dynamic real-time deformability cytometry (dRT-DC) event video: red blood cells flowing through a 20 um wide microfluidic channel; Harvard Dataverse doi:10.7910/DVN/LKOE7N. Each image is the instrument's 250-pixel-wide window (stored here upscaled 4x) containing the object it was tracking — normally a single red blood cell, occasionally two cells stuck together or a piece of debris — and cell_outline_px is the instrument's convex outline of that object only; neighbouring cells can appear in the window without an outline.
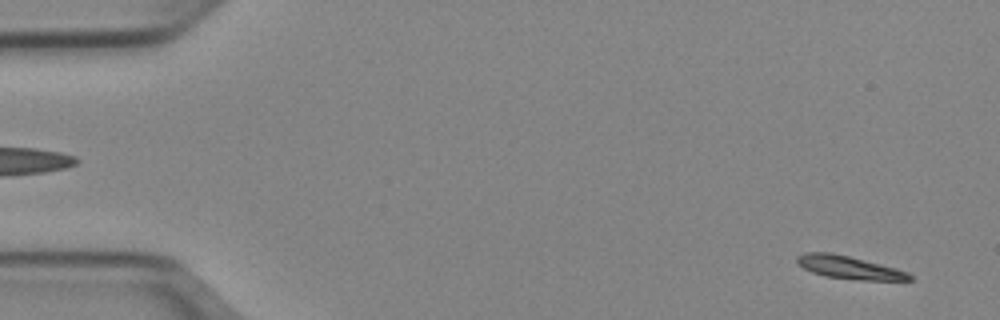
{"species": "Egyptian fruit bat (a non-hibernating species)", "species_latin": "Rousettus aegyptiacus", "temperature_condition": "cold", "stored_images_in_passage": 51, "camera_frame_rate_fps": 3000, "um_per_image_px": 0.085, "animal": {"sex": "female"}, "frame": {"image": 1, "passage_image": 2, "time_ms": 0.333, "image_size_px": [1000, 320], "cell_outline_px": [[916, 280], [860, 280], [824, 276], [812, 272], [796, 264], [796, 256], [804, 252], [832, 252], [896, 268], [908, 272]], "centroid_in_image_um": [72.15, 22.73], "position_along_channel_um": 12.9, "area_um2": 15.09}}
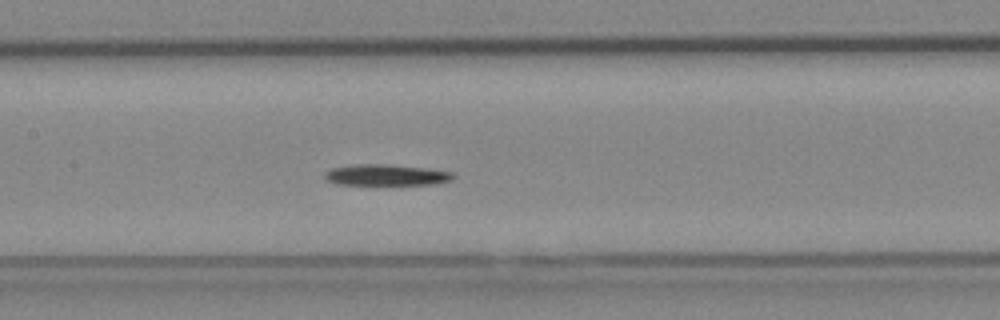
{"frame": {"image": 2, "passage_image": 24, "time_ms": 7.667, "image_size_px": [1000, 320], "cell_outline_px": [[456, 176], [452, 180], [436, 184], [336, 184], [328, 180], [324, 176], [324, 172], [332, 168], [352, 164], [384, 164], [424, 168], [452, 172]], "centroid_in_image_um": [32.82, 14.87], "position_along_channel_um": 174.6, "area_um2": 15.66}}
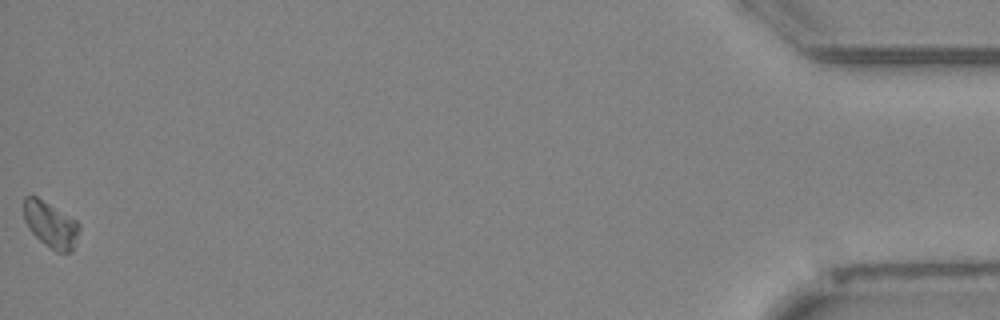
{"frame": {"image": 3, "passage_image": 51, "time_ms": 16.667, "image_size_px": [1000, 320], "cell_outline_px": [[80, 228], [72, 252], [56, 252], [44, 244], [28, 228], [24, 220], [24, 196], [36, 196], [76, 220], [80, 224]], "centroid_in_image_um": [4.31, 19.1], "position_along_channel_um": 430.9, "area_um2": 14.74}}